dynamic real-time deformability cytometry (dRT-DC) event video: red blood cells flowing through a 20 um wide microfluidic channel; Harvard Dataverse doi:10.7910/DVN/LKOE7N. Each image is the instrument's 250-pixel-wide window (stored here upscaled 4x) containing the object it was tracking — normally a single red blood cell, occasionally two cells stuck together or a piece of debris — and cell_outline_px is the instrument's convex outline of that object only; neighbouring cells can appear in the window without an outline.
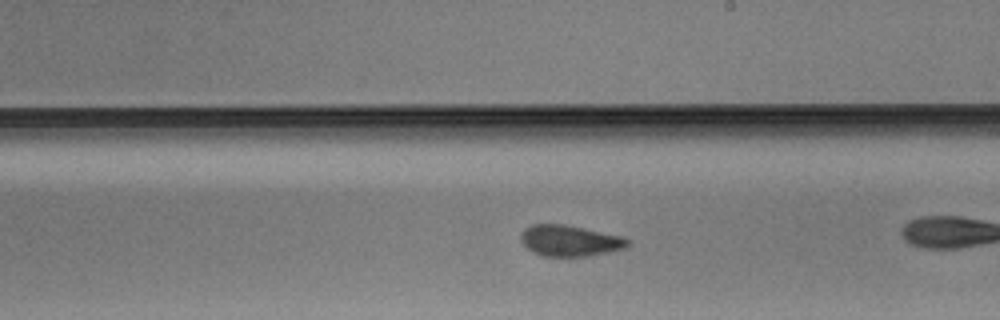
{"species": "Egyptian fruit bat (a non-hibernating species)", "species_latin": "Rousettus aegyptiacus", "temperature_condition": "warm", "stored_images_in_passage": 38, "camera_frame_rate_fps": 3000, "um_per_image_px": 0.085, "animal": {"sex": "male"}, "frame": {"image": 1, "passage_image": 27, "time_ms": 8.667, "image_size_px": [1000, 320], "cell_outline_px": [[628, 244], [624, 248], [608, 252], [588, 256], [544, 256], [532, 252], [520, 240], [520, 232], [524, 228], [532, 224], [564, 224], [624, 236], [628, 240]], "centroid_in_image_um": [48.4, 20.45], "position_along_channel_um": 240.6, "area_um2": 19.36}}
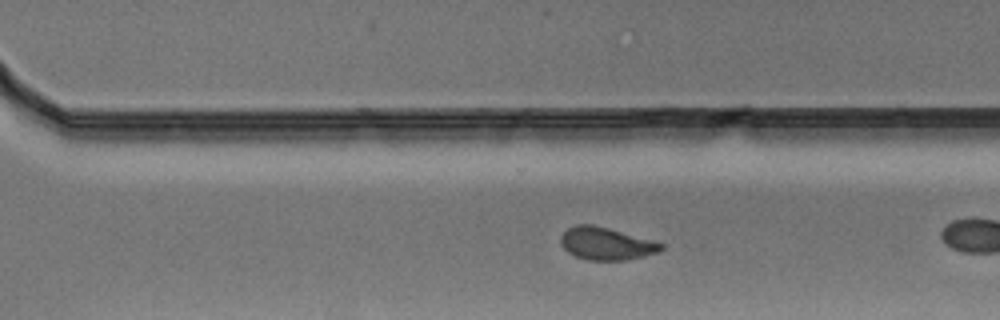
{"frame": {"image": 2, "passage_image": 33, "time_ms": 10.667, "image_size_px": [1000, 320], "cell_outline_px": [[664, 248], [656, 252], [624, 260], [588, 260], [576, 256], [568, 252], [560, 244], [560, 236], [568, 228], [576, 224], [592, 224], [608, 228], [664, 244]], "centroid_in_image_um": [51.46, 20.7], "position_along_channel_um": 319.1, "area_um2": 18.67}}